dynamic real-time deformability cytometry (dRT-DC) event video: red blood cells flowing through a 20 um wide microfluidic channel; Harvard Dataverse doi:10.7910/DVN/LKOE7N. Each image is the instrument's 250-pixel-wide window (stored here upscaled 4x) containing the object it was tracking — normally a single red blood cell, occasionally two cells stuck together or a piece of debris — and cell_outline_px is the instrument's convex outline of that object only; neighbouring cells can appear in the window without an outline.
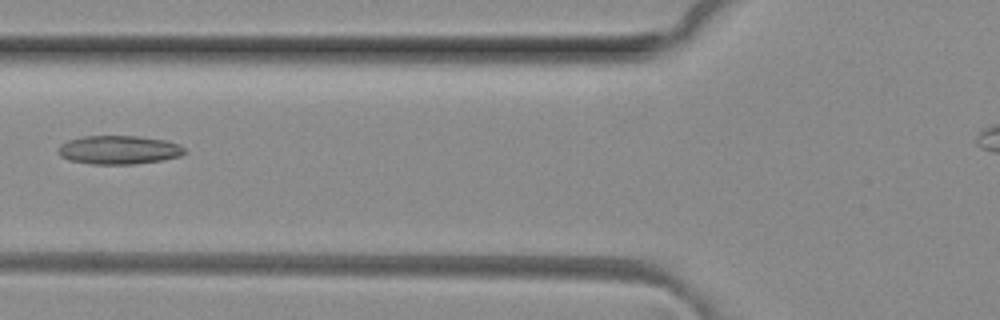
{"species": "common noctule bat (a hibernating species)", "species_latin": "Nyctalus noctula", "temperature_condition": "room temperature", "stored_images_in_passage": 4, "camera_frame_rate_fps": 3000, "um_per_image_px": 0.085, "animal": {"sex": "female", "body_mass_g": 29.2, "forearm_length_mm": 56.3}, "frame": {"image": 1, "passage_image": 3, "time_ms": 0.667, "image_size_px": [1000, 320], "cell_outline_px": [[188, 152], [180, 156], [164, 160], [132, 164], [92, 164], [68, 160], [60, 156], [56, 152], [60, 144], [68, 140], [84, 136], [136, 136], [164, 140], [180, 144]], "centroid_in_image_um": [10.09, 12.74], "position_along_channel_um": 115.7, "area_um2": 21.27}}
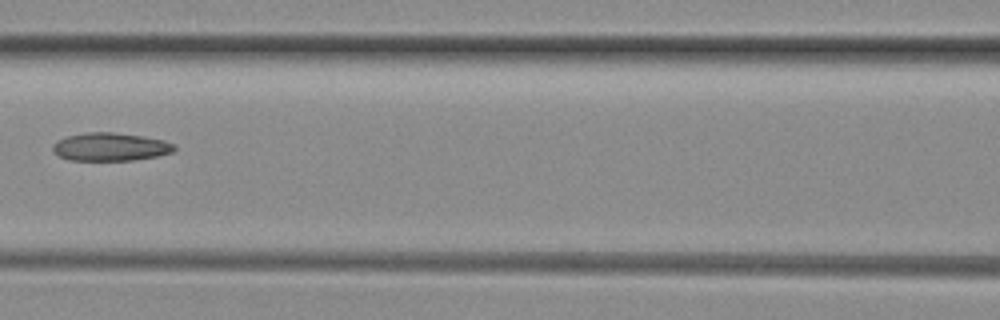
{"frame": {"image": 2, "passage_image": 4, "time_ms": 1.0, "image_size_px": [1000, 320], "cell_outline_px": [[176, 148], [172, 152], [156, 156], [132, 160], [68, 160], [60, 156], [52, 148], [52, 144], [56, 140], [68, 136], [84, 132], [112, 132], [144, 136], [164, 140], [172, 144]], "centroid_in_image_um": [9.36, 12.47], "position_along_channel_um": 157.2, "area_um2": 19.83}}